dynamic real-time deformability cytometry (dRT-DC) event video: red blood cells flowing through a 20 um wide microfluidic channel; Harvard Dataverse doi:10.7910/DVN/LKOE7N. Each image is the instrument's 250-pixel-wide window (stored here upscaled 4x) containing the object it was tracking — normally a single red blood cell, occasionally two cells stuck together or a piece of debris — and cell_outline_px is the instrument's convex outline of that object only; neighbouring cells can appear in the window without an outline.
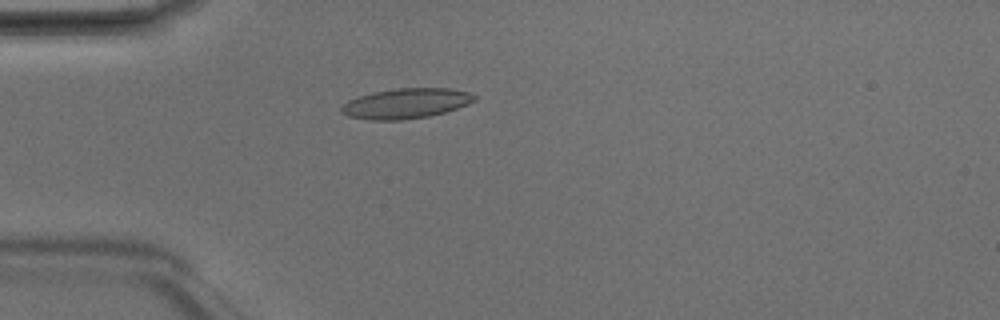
{"species": "Egyptian fruit bat (a non-hibernating species)", "species_latin": "Rousettus aegyptiacus", "temperature_condition": "room temperature", "stored_images_in_passage": 1, "camera_frame_rate_fps": 3000, "um_per_image_px": 0.085, "animal": {"sex": "male"}, "frame": {"image": 1, "passage_image": 1, "time_ms": 0.0, "image_size_px": [1000, 320], "cell_outline_px": [[476, 100], [468, 104], [444, 112], [428, 116], [400, 120], [372, 120], [348, 116], [340, 112], [340, 108], [348, 100], [356, 96], [372, 92], [396, 88], [448, 88], [468, 92], [476, 96]], "centroid_in_image_um": [34.47, 8.78], "position_along_channel_um": 50.5, "area_um2": 23.35}}